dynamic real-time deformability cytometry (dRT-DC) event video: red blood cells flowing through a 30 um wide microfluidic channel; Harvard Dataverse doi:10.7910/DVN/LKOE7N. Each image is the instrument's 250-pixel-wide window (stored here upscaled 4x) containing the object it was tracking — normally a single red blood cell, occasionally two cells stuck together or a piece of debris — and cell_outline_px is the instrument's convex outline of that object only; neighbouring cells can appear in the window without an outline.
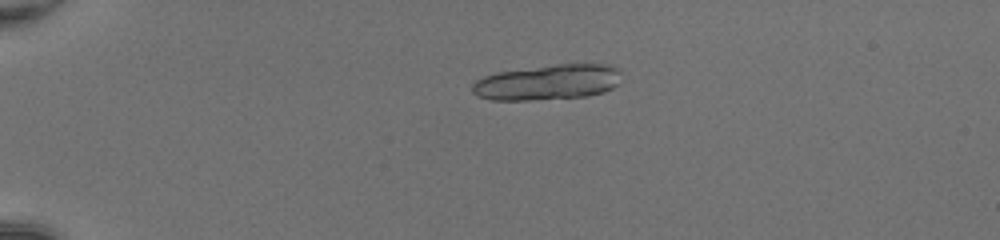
{"species": "common noctule bat (a hibernating species)", "species_latin": "Nyctalus noctula", "temperature_condition": "room temperature", "stored_images_in_passage": 23, "camera_frame_rate_fps": 3000, "um_per_image_px": 0.085, "animal": {"sex": "female", "body_mass_g": 20.0, "forearm_length_mm": 54.0}, "frame": {"image": 1, "passage_image": 14, "time_ms": 4.333, "image_size_px": [1000, 240], "cell_outline_px": [[620, 84], [604, 92], [588, 96], [528, 100], [492, 100], [476, 96], [472, 92], [472, 84], [476, 80], [484, 76], [496, 72], [556, 64], [612, 64], [620, 68]], "centroid_in_image_um": [46.59, 6.99], "position_along_channel_um": 38.4, "area_um2": 31.1}}